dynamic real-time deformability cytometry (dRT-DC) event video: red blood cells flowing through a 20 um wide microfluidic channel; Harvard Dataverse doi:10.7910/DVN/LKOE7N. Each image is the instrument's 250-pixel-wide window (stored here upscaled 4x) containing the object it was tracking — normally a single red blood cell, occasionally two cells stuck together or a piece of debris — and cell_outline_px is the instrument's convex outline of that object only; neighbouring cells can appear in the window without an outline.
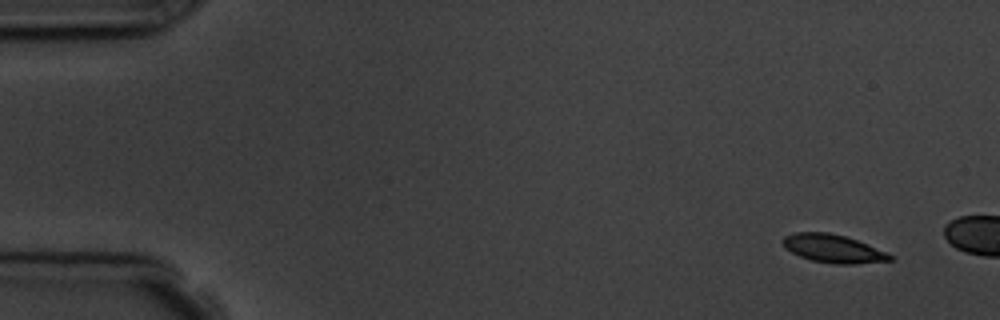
{"species": "common noctule bat (a hibernating species)", "species_latin": "Nyctalus noctula", "temperature_condition": "room temperature", "stored_images_in_passage": 4, "camera_frame_rate_fps": 3000, "um_per_image_px": 0.085, "animal": {"sex": "male", "body_mass_g": 19.5, "forearm_length_mm": 54.6}, "frame": {"image": 1, "passage_image": 1, "time_ms": 0.0, "image_size_px": [1000, 320], "cell_outline_px": [[892, 260], [856, 264], [836, 264], [812, 260], [800, 256], [784, 248], [780, 240], [784, 236], [796, 232], [828, 232], [844, 236], [856, 240], [888, 252], [892, 256]], "centroid_in_image_um": [70.79, 21.13], "position_along_channel_um": 14.2, "area_um2": 17.57}}